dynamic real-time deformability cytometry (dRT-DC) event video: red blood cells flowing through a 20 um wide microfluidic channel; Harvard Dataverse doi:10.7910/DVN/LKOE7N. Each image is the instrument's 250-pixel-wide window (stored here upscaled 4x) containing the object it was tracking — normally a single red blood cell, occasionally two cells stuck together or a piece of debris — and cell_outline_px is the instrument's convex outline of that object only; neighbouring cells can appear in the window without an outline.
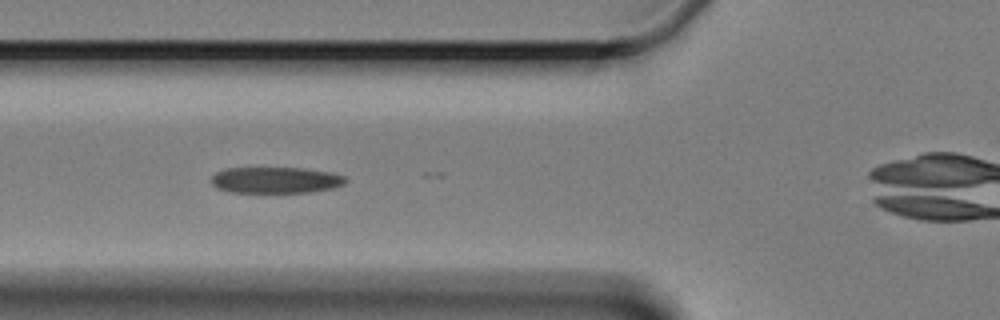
{"species": "Egyptian fruit bat (a non-hibernating species)", "species_latin": "Rousettus aegyptiacus", "temperature_condition": "cold", "stored_images_in_passage": 6, "camera_frame_rate_fps": 3000, "um_per_image_px": 0.085, "animal": {"sex": "female"}, "frame": {"image": 1, "passage_image": 4, "time_ms": 3.667, "image_size_px": [1000, 320], "cell_outline_px": [[348, 180], [344, 184], [332, 188], [308, 192], [228, 192], [216, 188], [212, 184], [212, 176], [216, 172], [228, 168], [304, 168], [332, 172], [344, 176]], "centroid_in_image_um": [23.44, 15.3], "position_along_channel_um": 102.4, "area_um2": 20.52}}
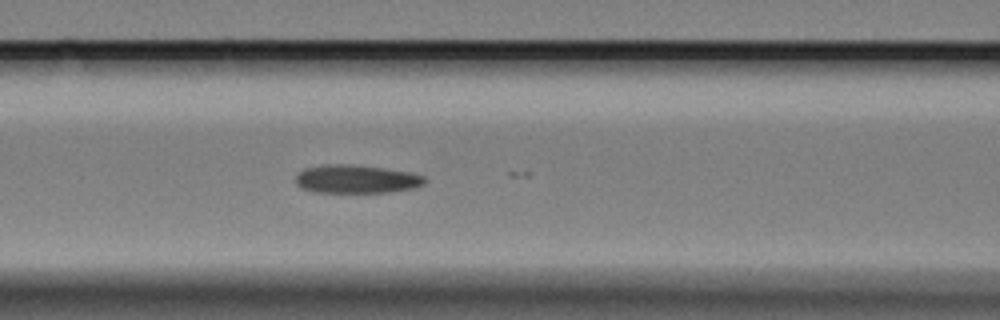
{"frame": {"image": 2, "passage_image": 5, "time_ms": 4.667, "image_size_px": [1000, 320], "cell_outline_px": [[428, 180], [424, 184], [416, 188], [392, 192], [316, 192], [300, 188], [296, 184], [296, 176], [304, 168], [328, 164], [348, 164], [384, 168], [412, 172], [424, 176]], "centroid_in_image_um": [30.34, 15.22], "position_along_channel_um": 136.3, "area_um2": 21.5}}